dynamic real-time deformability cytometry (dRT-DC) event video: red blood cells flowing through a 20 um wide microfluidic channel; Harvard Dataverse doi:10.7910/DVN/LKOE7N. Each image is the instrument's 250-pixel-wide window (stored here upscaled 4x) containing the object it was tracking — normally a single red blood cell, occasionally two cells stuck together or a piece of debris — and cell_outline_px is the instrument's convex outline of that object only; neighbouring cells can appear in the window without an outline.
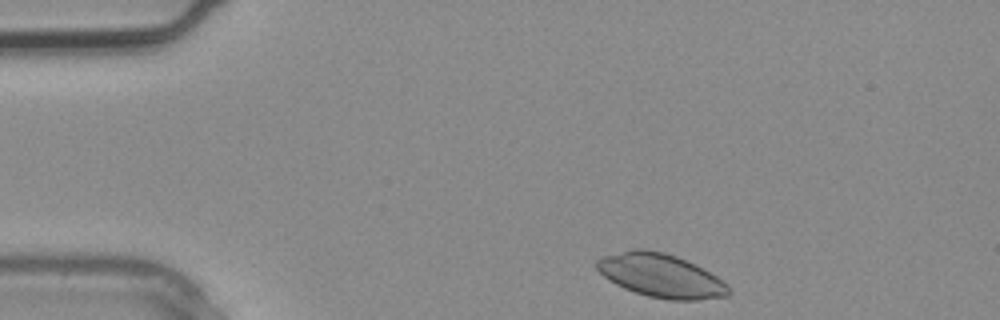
{"species": "common noctule bat (a hibernating species)", "species_latin": "Nyctalus noctula", "temperature_condition": "warm", "stored_images_in_passage": 3, "camera_frame_rate_fps": 3000, "um_per_image_px": 0.085, "animal": {"sex": "male", "body_mass_g": 20.4}, "frame": {"image": 1, "passage_image": 1, "time_ms": 0.0, "image_size_px": [1000, 320], "cell_outline_px": [[732, 292], [728, 296], [700, 300], [668, 300], [648, 296], [624, 288], [608, 280], [596, 268], [596, 260], [604, 256], [632, 248], [644, 248], [664, 252], [676, 256], [696, 264], [716, 276]], "centroid_in_image_um": [56.16, 23.42], "position_along_channel_um": 28.8, "area_um2": 33.47}}